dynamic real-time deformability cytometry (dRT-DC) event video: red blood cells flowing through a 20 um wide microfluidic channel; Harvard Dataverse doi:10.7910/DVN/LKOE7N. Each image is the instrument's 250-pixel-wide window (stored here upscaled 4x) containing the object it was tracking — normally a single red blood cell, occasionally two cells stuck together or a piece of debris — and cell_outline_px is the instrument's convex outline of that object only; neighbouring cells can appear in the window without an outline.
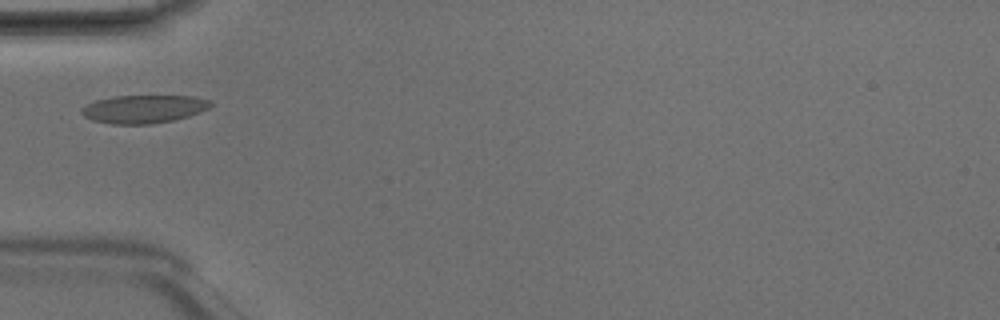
{"species": "Egyptian fruit bat (a non-hibernating species)", "species_latin": "Rousettus aegyptiacus", "temperature_condition": "room temperature", "stored_images_in_passage": 3, "camera_frame_rate_fps": 3000, "um_per_image_px": 0.085, "animal": {"sex": "male"}, "frame": {"image": 1, "passage_image": 3, "time_ms": 0.667, "image_size_px": [1000, 320], "cell_outline_px": [[212, 104], [208, 108], [200, 112], [176, 120], [152, 124], [112, 124], [92, 120], [84, 116], [80, 112], [80, 108], [96, 100], [112, 96], [192, 96], [208, 100]], "centroid_in_image_um": [12.19, 9.27], "position_along_channel_um": 72.8, "area_um2": 21.15}}